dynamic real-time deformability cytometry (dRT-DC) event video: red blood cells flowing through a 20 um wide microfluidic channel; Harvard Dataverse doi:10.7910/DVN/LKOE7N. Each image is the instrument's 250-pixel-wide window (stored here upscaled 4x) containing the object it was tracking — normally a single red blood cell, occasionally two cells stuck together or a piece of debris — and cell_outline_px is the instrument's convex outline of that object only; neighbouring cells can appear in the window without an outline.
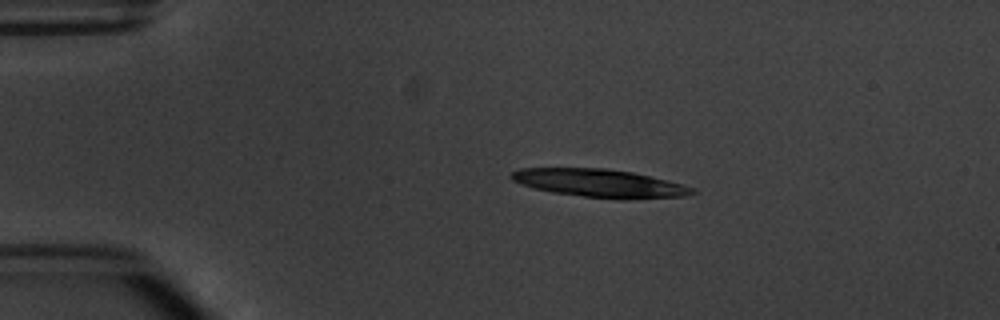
{"species": "common noctule bat (a hibernating species)", "species_latin": "Nyctalus noctula", "temperature_condition": "warm", "stored_images_in_passage": 6, "segment_of_instrument_passage": [1, 2], "camera_frame_rate_fps": 3000, "um_per_image_px": 0.085, "animal": {"sex": "male", "body_mass_g": 20.1, "forearm_length_mm": 53.5}, "frame": {"image": 1, "passage_image": 3, "time_ms": 2.333, "image_size_px": [1000, 320], "cell_outline_px": [[700, 192], [688, 196], [624, 200], [620, 200], [584, 196], [552, 192], [536, 188], [512, 180], [508, 176], [512, 172], [520, 168], [604, 168], [632, 172], [668, 180], [684, 184], [696, 188]], "centroid_in_image_um": [51.09, 15.58], "position_along_channel_um": 33.9, "area_um2": 29.88}}